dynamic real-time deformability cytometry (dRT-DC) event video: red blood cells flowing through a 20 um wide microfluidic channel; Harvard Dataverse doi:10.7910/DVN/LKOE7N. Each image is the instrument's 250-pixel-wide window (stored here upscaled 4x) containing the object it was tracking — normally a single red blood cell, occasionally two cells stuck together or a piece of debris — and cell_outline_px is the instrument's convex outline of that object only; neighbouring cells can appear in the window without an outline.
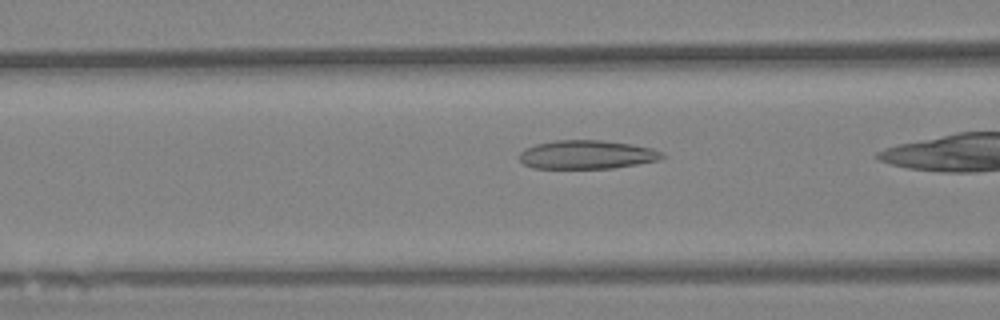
{"species": "Egyptian fruit bat (a non-hibernating species)", "species_latin": "Rousettus aegyptiacus", "temperature_condition": "warm", "stored_images_in_passage": 28, "camera_frame_rate_fps": 3000, "um_per_image_px": 0.085, "animal": {"sex": "female"}, "frame": {"image": 1, "passage_image": 5, "time_ms": 1.333, "image_size_px": [1000, 320], "cell_outline_px": [[664, 156], [660, 160], [612, 168], [532, 168], [524, 164], [520, 160], [520, 152], [536, 144], [556, 140], [600, 140], [632, 144], [652, 148], [664, 152]], "centroid_in_image_um": [49.91, 13.14], "position_along_channel_um": 116.7, "area_um2": 23.76}}
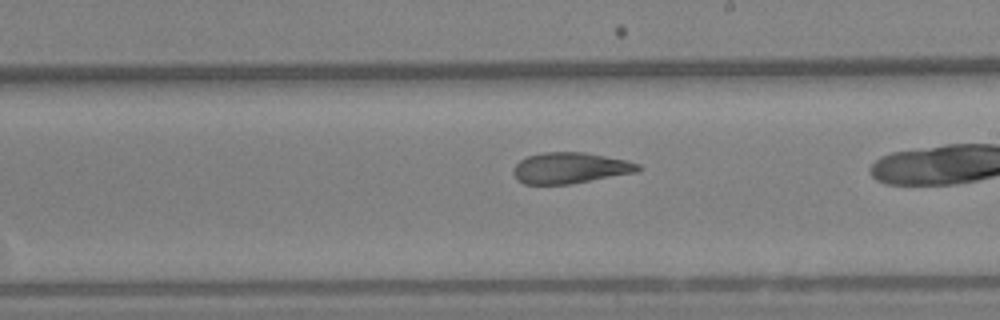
{"frame": {"image": 2, "passage_image": 16, "time_ms": 5.0, "image_size_px": [1000, 320], "cell_outline_px": [[644, 168], [636, 172], [572, 184], [524, 184], [516, 180], [512, 172], [512, 168], [520, 160], [528, 156], [544, 152], [584, 152], [624, 160], [640, 164]], "centroid_in_image_um": [48.44, 14.29], "position_along_channel_um": 240.6, "area_um2": 22.6}}
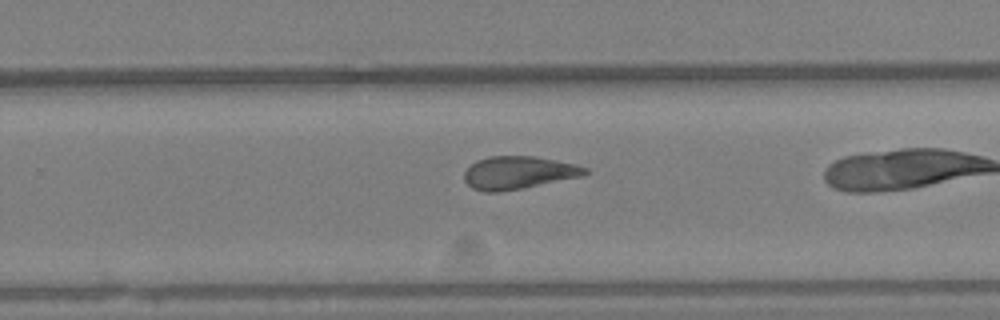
{"frame": {"image": 3, "passage_image": 20, "time_ms": 6.333, "image_size_px": [1000, 320], "cell_outline_px": [[588, 172], [584, 176], [524, 188], [496, 192], [484, 192], [472, 188], [464, 180], [464, 172], [476, 160], [488, 156], [536, 156], [576, 164], [588, 168]], "centroid_in_image_um": [44.08, 14.67], "position_along_channel_um": 285.7, "area_um2": 23.29}}